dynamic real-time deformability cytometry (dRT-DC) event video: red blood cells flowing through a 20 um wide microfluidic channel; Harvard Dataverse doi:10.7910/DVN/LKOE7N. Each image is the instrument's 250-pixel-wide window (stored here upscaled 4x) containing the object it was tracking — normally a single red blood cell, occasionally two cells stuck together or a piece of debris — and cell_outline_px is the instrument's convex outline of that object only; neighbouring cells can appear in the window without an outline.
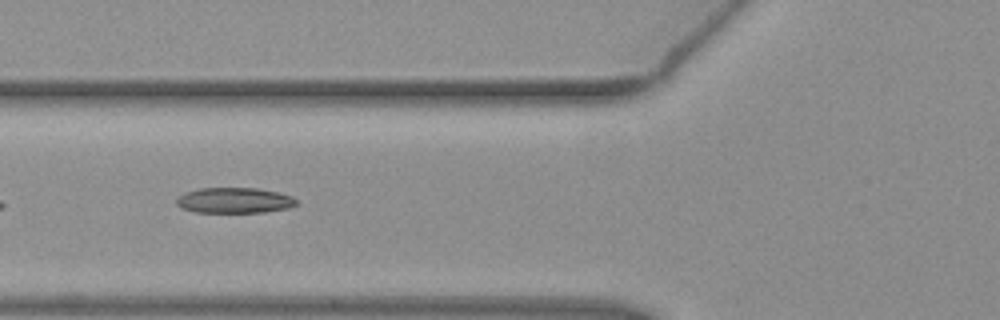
{"species": "common noctule bat (a hibernating species)", "species_latin": "Nyctalus noctula", "temperature_condition": "warm", "stored_images_in_passage": 15, "camera_frame_rate_fps": 3000, "um_per_image_px": 0.085, "animal": {"sex": "female", "body_mass_g": 19.3, "forearm_length_mm": 54.1}, "frame": {"image": 1, "passage_image": 5, "time_ms": 1.333, "image_size_px": [1000, 320], "cell_outline_px": [[296, 204], [288, 208], [264, 212], [192, 212], [180, 208], [176, 204], [176, 200], [184, 192], [200, 188], [256, 188], [276, 192], [292, 196], [296, 200]], "centroid_in_image_um": [19.87, 17.03], "position_along_channel_um": 105.9, "area_um2": 17.8}}